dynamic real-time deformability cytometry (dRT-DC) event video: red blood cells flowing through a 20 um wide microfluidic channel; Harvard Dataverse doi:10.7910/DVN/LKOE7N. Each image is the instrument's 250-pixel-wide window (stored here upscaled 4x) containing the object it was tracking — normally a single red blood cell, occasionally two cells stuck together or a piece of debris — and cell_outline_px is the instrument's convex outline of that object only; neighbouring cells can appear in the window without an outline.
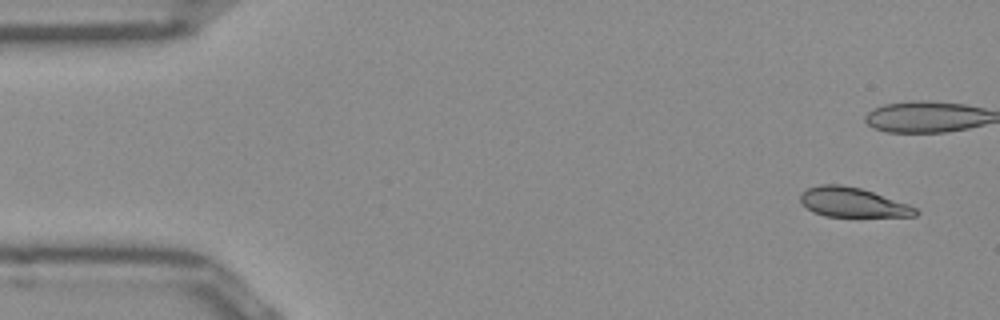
{"species": "Egyptian fruit bat (a non-hibernating species)", "species_latin": "Rousettus aegyptiacus", "temperature_condition": "room temperature", "stored_images_in_passage": 50, "camera_frame_rate_fps": 3000, "um_per_image_px": 0.085, "frame": {"image": 1, "passage_image": 1, "time_ms": 0.0, "image_size_px": [1000, 320], "cell_outline_px": [[920, 212], [916, 216], [824, 216], [812, 212], [800, 200], [800, 192], [808, 188], [820, 184], [840, 184], [860, 188], [908, 204], [916, 208]], "centroid_in_image_um": [72.45, 17.2], "position_along_channel_um": 12.5, "area_um2": 19.65}}
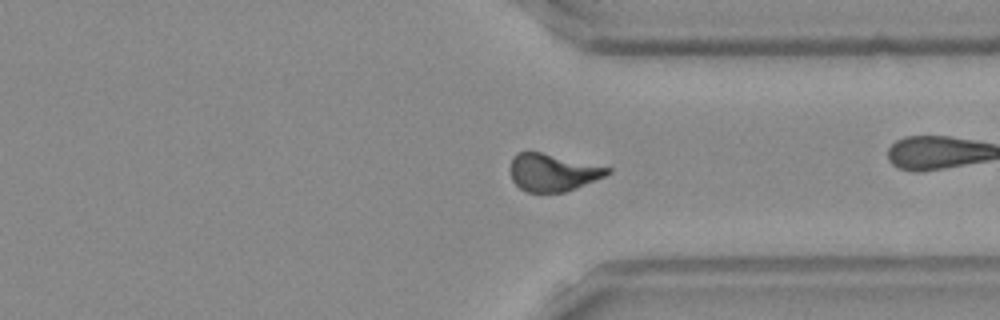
{"frame": {"image": 2, "passage_image": 36, "time_ms": 11.667, "image_size_px": [1000, 320], "cell_outline_px": [[612, 172], [604, 176], [564, 192], [528, 192], [520, 188], [512, 180], [512, 156], [520, 152], [540, 152], [612, 168]], "centroid_in_image_um": [46.99, 14.65], "position_along_channel_um": 364.4, "area_um2": 20.69}, "authors_computed_cell_mechanics": {"area_um2": 20.9814, "velocity_mm_per_s": 3.9502, "shape_relaxation_time_tau1_ms": null, "shape_relaxation_time_tau2_ms": 1.7928, "deformation_change_tau1": null, "deformation_change_tau2": 0.0729}}